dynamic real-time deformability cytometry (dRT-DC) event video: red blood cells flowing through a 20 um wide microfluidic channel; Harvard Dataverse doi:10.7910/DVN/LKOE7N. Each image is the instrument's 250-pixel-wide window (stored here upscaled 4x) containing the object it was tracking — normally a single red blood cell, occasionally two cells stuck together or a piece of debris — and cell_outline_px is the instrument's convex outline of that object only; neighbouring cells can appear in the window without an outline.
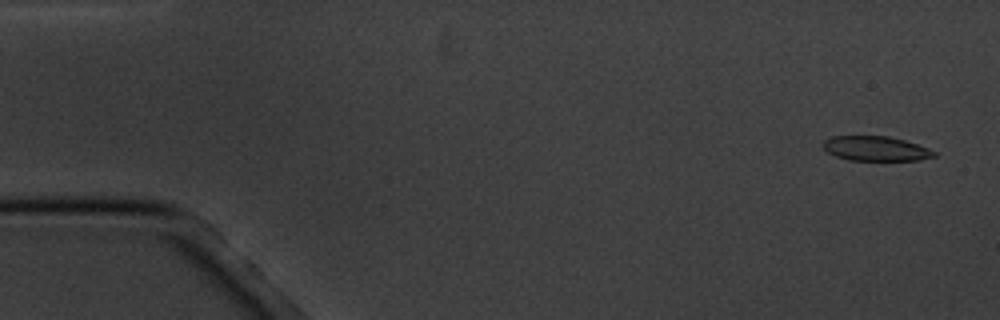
{"species": "common noctule bat (a hibernating species)", "species_latin": "Nyctalus noctula", "temperature_condition": "cold", "stored_images_in_passage": 5, "camera_frame_rate_fps": 3000, "um_per_image_px": 0.085, "animal": {"sex": "male", "body_mass_g": 20.1, "forearm_length_mm": 53.5}, "frame": {"image": 1, "passage_image": 1, "time_ms": 0.0, "image_size_px": [1000, 320], "cell_outline_px": [[936, 156], [920, 160], [848, 160], [836, 156], [828, 152], [824, 148], [824, 140], [832, 136], [888, 136], [904, 140], [928, 148], [936, 152]], "centroid_in_image_um": [74.45, 12.63], "position_along_channel_um": 10.6, "area_um2": 15.84}}
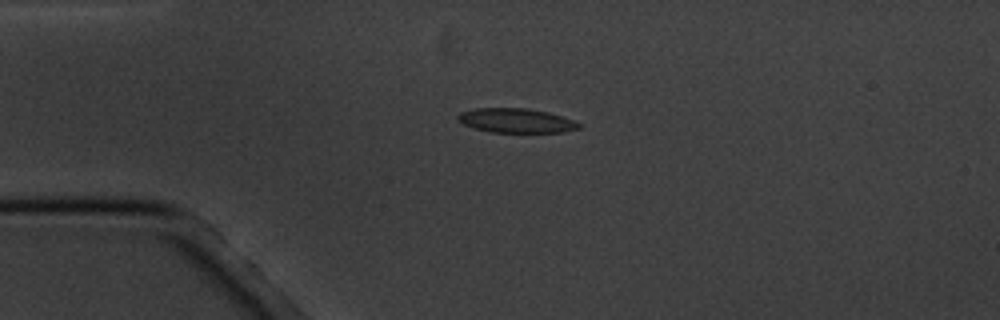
{"frame": {"image": 2, "passage_image": 4, "time_ms": 3.667, "image_size_px": [1000, 320], "cell_outline_px": [[580, 128], [564, 132], [488, 132], [464, 124], [456, 120], [456, 116], [460, 112], [476, 108], [524, 108], [548, 112], [572, 120], [580, 124]], "centroid_in_image_um": [43.83, 10.25], "position_along_channel_um": 41.2, "area_um2": 17.05}}